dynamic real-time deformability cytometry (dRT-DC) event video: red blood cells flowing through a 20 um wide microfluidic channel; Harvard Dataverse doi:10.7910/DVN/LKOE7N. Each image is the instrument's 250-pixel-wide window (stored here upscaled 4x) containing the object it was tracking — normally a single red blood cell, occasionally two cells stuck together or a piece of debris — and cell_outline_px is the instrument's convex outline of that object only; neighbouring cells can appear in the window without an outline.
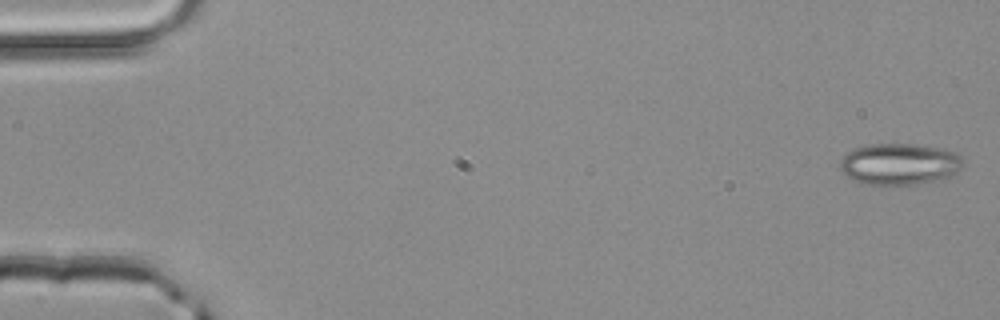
{"species": "common noctule bat (a hibernating species)", "species_latin": "Nyctalus noctula", "temperature_condition": "room temperature", "stored_images_in_passage": 2, "camera_frame_rate_fps": 3000, "um_per_image_px": 0.085, "animal": {"sex": "male", "body_mass_g": 20.4}, "frame": {"image": 1, "passage_image": 2, "time_ms": 0.333, "image_size_px": [1000, 320], "cell_outline_px": [[964, 164], [956, 172], [948, 176], [916, 184], [868, 184], [856, 180], [848, 176], [840, 168], [840, 160], [848, 152], [856, 148], [868, 144], [916, 144], [936, 148], [952, 152], [960, 156], [964, 160]], "centroid_in_image_um": [76.44, 13.93], "position_along_channel_um": 8.6, "area_um2": 29.02}}